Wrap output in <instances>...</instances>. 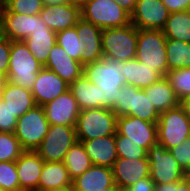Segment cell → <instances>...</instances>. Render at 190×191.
<instances>
[{
    "label": "cell",
    "instance_id": "6da1fadb",
    "mask_svg": "<svg viewBox=\"0 0 190 191\" xmlns=\"http://www.w3.org/2000/svg\"><path fill=\"white\" fill-rule=\"evenodd\" d=\"M124 64L125 61L102 58L83 66L84 76L99 87L100 108L113 111L118 92L126 84L125 77L120 72Z\"/></svg>",
    "mask_w": 190,
    "mask_h": 191
},
{
    "label": "cell",
    "instance_id": "7a4b0ae2",
    "mask_svg": "<svg viewBox=\"0 0 190 191\" xmlns=\"http://www.w3.org/2000/svg\"><path fill=\"white\" fill-rule=\"evenodd\" d=\"M42 68L23 41H11L7 81L31 90Z\"/></svg>",
    "mask_w": 190,
    "mask_h": 191
},
{
    "label": "cell",
    "instance_id": "3957f363",
    "mask_svg": "<svg viewBox=\"0 0 190 191\" xmlns=\"http://www.w3.org/2000/svg\"><path fill=\"white\" fill-rule=\"evenodd\" d=\"M117 117L114 111L107 108L81 110L75 125L77 141L115 135Z\"/></svg>",
    "mask_w": 190,
    "mask_h": 191
},
{
    "label": "cell",
    "instance_id": "277c9868",
    "mask_svg": "<svg viewBox=\"0 0 190 191\" xmlns=\"http://www.w3.org/2000/svg\"><path fill=\"white\" fill-rule=\"evenodd\" d=\"M103 57L115 61L136 58L138 29L132 24L102 30Z\"/></svg>",
    "mask_w": 190,
    "mask_h": 191
},
{
    "label": "cell",
    "instance_id": "5b68a950",
    "mask_svg": "<svg viewBox=\"0 0 190 191\" xmlns=\"http://www.w3.org/2000/svg\"><path fill=\"white\" fill-rule=\"evenodd\" d=\"M136 58L162 77H166V37L162 30L138 29Z\"/></svg>",
    "mask_w": 190,
    "mask_h": 191
},
{
    "label": "cell",
    "instance_id": "8992f818",
    "mask_svg": "<svg viewBox=\"0 0 190 191\" xmlns=\"http://www.w3.org/2000/svg\"><path fill=\"white\" fill-rule=\"evenodd\" d=\"M81 17L102 30L131 23L130 15L115 0H91L81 7Z\"/></svg>",
    "mask_w": 190,
    "mask_h": 191
},
{
    "label": "cell",
    "instance_id": "52a82bcc",
    "mask_svg": "<svg viewBox=\"0 0 190 191\" xmlns=\"http://www.w3.org/2000/svg\"><path fill=\"white\" fill-rule=\"evenodd\" d=\"M49 122L46 119L44 108L36 105L18 118L15 136L24 151H36L45 138Z\"/></svg>",
    "mask_w": 190,
    "mask_h": 191
},
{
    "label": "cell",
    "instance_id": "ba28073f",
    "mask_svg": "<svg viewBox=\"0 0 190 191\" xmlns=\"http://www.w3.org/2000/svg\"><path fill=\"white\" fill-rule=\"evenodd\" d=\"M157 136L158 143L167 150L178 146L190 136V118L180 105L160 113Z\"/></svg>",
    "mask_w": 190,
    "mask_h": 191
},
{
    "label": "cell",
    "instance_id": "9c48e42d",
    "mask_svg": "<svg viewBox=\"0 0 190 191\" xmlns=\"http://www.w3.org/2000/svg\"><path fill=\"white\" fill-rule=\"evenodd\" d=\"M150 178L155 185L177 183L185 179L186 173L163 145L157 143L148 150Z\"/></svg>",
    "mask_w": 190,
    "mask_h": 191
},
{
    "label": "cell",
    "instance_id": "30bf717a",
    "mask_svg": "<svg viewBox=\"0 0 190 191\" xmlns=\"http://www.w3.org/2000/svg\"><path fill=\"white\" fill-rule=\"evenodd\" d=\"M76 141L75 126L50 125L36 152L45 162H63Z\"/></svg>",
    "mask_w": 190,
    "mask_h": 191
},
{
    "label": "cell",
    "instance_id": "8fae6325",
    "mask_svg": "<svg viewBox=\"0 0 190 191\" xmlns=\"http://www.w3.org/2000/svg\"><path fill=\"white\" fill-rule=\"evenodd\" d=\"M2 36L11 41H23L38 29L49 28L40 14L25 15L8 11L1 13Z\"/></svg>",
    "mask_w": 190,
    "mask_h": 191
},
{
    "label": "cell",
    "instance_id": "7c38bea8",
    "mask_svg": "<svg viewBox=\"0 0 190 191\" xmlns=\"http://www.w3.org/2000/svg\"><path fill=\"white\" fill-rule=\"evenodd\" d=\"M116 134L128 137L147 151L158 143L157 124L133 116H118Z\"/></svg>",
    "mask_w": 190,
    "mask_h": 191
},
{
    "label": "cell",
    "instance_id": "4fadbf2b",
    "mask_svg": "<svg viewBox=\"0 0 190 191\" xmlns=\"http://www.w3.org/2000/svg\"><path fill=\"white\" fill-rule=\"evenodd\" d=\"M169 15L161 0H137L130 20L137 29L162 30Z\"/></svg>",
    "mask_w": 190,
    "mask_h": 191
},
{
    "label": "cell",
    "instance_id": "5bb4252c",
    "mask_svg": "<svg viewBox=\"0 0 190 191\" xmlns=\"http://www.w3.org/2000/svg\"><path fill=\"white\" fill-rule=\"evenodd\" d=\"M42 107L50 125L75 126L81 111L69 89Z\"/></svg>",
    "mask_w": 190,
    "mask_h": 191
},
{
    "label": "cell",
    "instance_id": "9a60e30c",
    "mask_svg": "<svg viewBox=\"0 0 190 191\" xmlns=\"http://www.w3.org/2000/svg\"><path fill=\"white\" fill-rule=\"evenodd\" d=\"M148 158H118L112 167L115 184L124 190L143 178L150 177Z\"/></svg>",
    "mask_w": 190,
    "mask_h": 191
},
{
    "label": "cell",
    "instance_id": "2e32d148",
    "mask_svg": "<svg viewBox=\"0 0 190 191\" xmlns=\"http://www.w3.org/2000/svg\"><path fill=\"white\" fill-rule=\"evenodd\" d=\"M69 89V84L56 73L43 67L34 82L31 92L37 105L44 106Z\"/></svg>",
    "mask_w": 190,
    "mask_h": 191
},
{
    "label": "cell",
    "instance_id": "e0dca14e",
    "mask_svg": "<svg viewBox=\"0 0 190 191\" xmlns=\"http://www.w3.org/2000/svg\"><path fill=\"white\" fill-rule=\"evenodd\" d=\"M40 16L49 29L57 33L77 25L81 18V8L72 2L54 6L43 5Z\"/></svg>",
    "mask_w": 190,
    "mask_h": 191
},
{
    "label": "cell",
    "instance_id": "ac0fdd59",
    "mask_svg": "<svg viewBox=\"0 0 190 191\" xmlns=\"http://www.w3.org/2000/svg\"><path fill=\"white\" fill-rule=\"evenodd\" d=\"M75 27L77 35L82 37L84 45V51L80 53V63L84 66L104 58L101 41L102 29L82 17Z\"/></svg>",
    "mask_w": 190,
    "mask_h": 191
},
{
    "label": "cell",
    "instance_id": "d6986e66",
    "mask_svg": "<svg viewBox=\"0 0 190 191\" xmlns=\"http://www.w3.org/2000/svg\"><path fill=\"white\" fill-rule=\"evenodd\" d=\"M43 67L56 73L69 85L83 74V65L70 57L57 42Z\"/></svg>",
    "mask_w": 190,
    "mask_h": 191
},
{
    "label": "cell",
    "instance_id": "ffe728a7",
    "mask_svg": "<svg viewBox=\"0 0 190 191\" xmlns=\"http://www.w3.org/2000/svg\"><path fill=\"white\" fill-rule=\"evenodd\" d=\"M44 162L36 151H24L15 161L20 191H38Z\"/></svg>",
    "mask_w": 190,
    "mask_h": 191
},
{
    "label": "cell",
    "instance_id": "44dd1931",
    "mask_svg": "<svg viewBox=\"0 0 190 191\" xmlns=\"http://www.w3.org/2000/svg\"><path fill=\"white\" fill-rule=\"evenodd\" d=\"M114 184L112 168L94 164L72 180L74 191H106Z\"/></svg>",
    "mask_w": 190,
    "mask_h": 191
},
{
    "label": "cell",
    "instance_id": "7402d4cb",
    "mask_svg": "<svg viewBox=\"0 0 190 191\" xmlns=\"http://www.w3.org/2000/svg\"><path fill=\"white\" fill-rule=\"evenodd\" d=\"M82 143L85 152L90 157L92 164L112 168L118 159L115 135L79 141Z\"/></svg>",
    "mask_w": 190,
    "mask_h": 191
},
{
    "label": "cell",
    "instance_id": "603a6c76",
    "mask_svg": "<svg viewBox=\"0 0 190 191\" xmlns=\"http://www.w3.org/2000/svg\"><path fill=\"white\" fill-rule=\"evenodd\" d=\"M0 98L6 102L8 108L18 118L37 105L31 90L14 85L9 81L5 82Z\"/></svg>",
    "mask_w": 190,
    "mask_h": 191
},
{
    "label": "cell",
    "instance_id": "cb8c5ba5",
    "mask_svg": "<svg viewBox=\"0 0 190 191\" xmlns=\"http://www.w3.org/2000/svg\"><path fill=\"white\" fill-rule=\"evenodd\" d=\"M126 80V84L139 89H144L156 83L162 76L140 62L137 58L125 61L120 71Z\"/></svg>",
    "mask_w": 190,
    "mask_h": 191
},
{
    "label": "cell",
    "instance_id": "d4e9b609",
    "mask_svg": "<svg viewBox=\"0 0 190 191\" xmlns=\"http://www.w3.org/2000/svg\"><path fill=\"white\" fill-rule=\"evenodd\" d=\"M143 90L159 113L166 112L180 105V100L166 77H161L156 83Z\"/></svg>",
    "mask_w": 190,
    "mask_h": 191
},
{
    "label": "cell",
    "instance_id": "484cf974",
    "mask_svg": "<svg viewBox=\"0 0 190 191\" xmlns=\"http://www.w3.org/2000/svg\"><path fill=\"white\" fill-rule=\"evenodd\" d=\"M72 186V179L63 162H44L38 182V191Z\"/></svg>",
    "mask_w": 190,
    "mask_h": 191
},
{
    "label": "cell",
    "instance_id": "4316f807",
    "mask_svg": "<svg viewBox=\"0 0 190 191\" xmlns=\"http://www.w3.org/2000/svg\"><path fill=\"white\" fill-rule=\"evenodd\" d=\"M80 110L100 108L99 87L90 82L84 74L69 85Z\"/></svg>",
    "mask_w": 190,
    "mask_h": 191
},
{
    "label": "cell",
    "instance_id": "83f0119b",
    "mask_svg": "<svg viewBox=\"0 0 190 191\" xmlns=\"http://www.w3.org/2000/svg\"><path fill=\"white\" fill-rule=\"evenodd\" d=\"M23 42L34 58L44 66L51 48L56 43V33L49 28L38 29L23 40Z\"/></svg>",
    "mask_w": 190,
    "mask_h": 191
},
{
    "label": "cell",
    "instance_id": "f1b7e54d",
    "mask_svg": "<svg viewBox=\"0 0 190 191\" xmlns=\"http://www.w3.org/2000/svg\"><path fill=\"white\" fill-rule=\"evenodd\" d=\"M162 32L168 39L190 43V10L170 13Z\"/></svg>",
    "mask_w": 190,
    "mask_h": 191
},
{
    "label": "cell",
    "instance_id": "f546056e",
    "mask_svg": "<svg viewBox=\"0 0 190 191\" xmlns=\"http://www.w3.org/2000/svg\"><path fill=\"white\" fill-rule=\"evenodd\" d=\"M63 163L68 170L69 177L73 180L87 171L93 164L85 152L81 142L76 141L66 153Z\"/></svg>",
    "mask_w": 190,
    "mask_h": 191
},
{
    "label": "cell",
    "instance_id": "4dcf8cb0",
    "mask_svg": "<svg viewBox=\"0 0 190 191\" xmlns=\"http://www.w3.org/2000/svg\"><path fill=\"white\" fill-rule=\"evenodd\" d=\"M166 57L168 71L190 68V43L166 38Z\"/></svg>",
    "mask_w": 190,
    "mask_h": 191
},
{
    "label": "cell",
    "instance_id": "1f68e13d",
    "mask_svg": "<svg viewBox=\"0 0 190 191\" xmlns=\"http://www.w3.org/2000/svg\"><path fill=\"white\" fill-rule=\"evenodd\" d=\"M130 116L142 119L147 122H158L160 113L153 106L143 89L133 86V101L130 108Z\"/></svg>",
    "mask_w": 190,
    "mask_h": 191
},
{
    "label": "cell",
    "instance_id": "d6a6232c",
    "mask_svg": "<svg viewBox=\"0 0 190 191\" xmlns=\"http://www.w3.org/2000/svg\"><path fill=\"white\" fill-rule=\"evenodd\" d=\"M56 42L67 54L80 62V53L84 51L83 39L77 35L76 27L68 28L56 33Z\"/></svg>",
    "mask_w": 190,
    "mask_h": 191
},
{
    "label": "cell",
    "instance_id": "836d02e7",
    "mask_svg": "<svg viewBox=\"0 0 190 191\" xmlns=\"http://www.w3.org/2000/svg\"><path fill=\"white\" fill-rule=\"evenodd\" d=\"M173 91L181 101L190 96V68H178L170 70L166 74Z\"/></svg>",
    "mask_w": 190,
    "mask_h": 191
},
{
    "label": "cell",
    "instance_id": "e575fe53",
    "mask_svg": "<svg viewBox=\"0 0 190 191\" xmlns=\"http://www.w3.org/2000/svg\"><path fill=\"white\" fill-rule=\"evenodd\" d=\"M23 152L15 133L0 132V162L16 161Z\"/></svg>",
    "mask_w": 190,
    "mask_h": 191
},
{
    "label": "cell",
    "instance_id": "d590c367",
    "mask_svg": "<svg viewBox=\"0 0 190 191\" xmlns=\"http://www.w3.org/2000/svg\"><path fill=\"white\" fill-rule=\"evenodd\" d=\"M115 143L118 158H126V159H141L148 158V151L131 140H128V137L115 134Z\"/></svg>",
    "mask_w": 190,
    "mask_h": 191
},
{
    "label": "cell",
    "instance_id": "8d00e7d4",
    "mask_svg": "<svg viewBox=\"0 0 190 191\" xmlns=\"http://www.w3.org/2000/svg\"><path fill=\"white\" fill-rule=\"evenodd\" d=\"M0 188L7 191H20L15 161L0 162Z\"/></svg>",
    "mask_w": 190,
    "mask_h": 191
},
{
    "label": "cell",
    "instance_id": "74e56055",
    "mask_svg": "<svg viewBox=\"0 0 190 191\" xmlns=\"http://www.w3.org/2000/svg\"><path fill=\"white\" fill-rule=\"evenodd\" d=\"M4 7L13 13L25 15L40 14L43 8L42 0H3Z\"/></svg>",
    "mask_w": 190,
    "mask_h": 191
},
{
    "label": "cell",
    "instance_id": "f35d334b",
    "mask_svg": "<svg viewBox=\"0 0 190 191\" xmlns=\"http://www.w3.org/2000/svg\"><path fill=\"white\" fill-rule=\"evenodd\" d=\"M133 101V86L124 84L116 97L113 111L117 116H130Z\"/></svg>",
    "mask_w": 190,
    "mask_h": 191
},
{
    "label": "cell",
    "instance_id": "ab89813d",
    "mask_svg": "<svg viewBox=\"0 0 190 191\" xmlns=\"http://www.w3.org/2000/svg\"><path fill=\"white\" fill-rule=\"evenodd\" d=\"M18 117L7 106L6 102L0 98V132L15 133Z\"/></svg>",
    "mask_w": 190,
    "mask_h": 191
},
{
    "label": "cell",
    "instance_id": "60d3db41",
    "mask_svg": "<svg viewBox=\"0 0 190 191\" xmlns=\"http://www.w3.org/2000/svg\"><path fill=\"white\" fill-rule=\"evenodd\" d=\"M170 152L179 166L187 173L190 170V136L178 146L171 148Z\"/></svg>",
    "mask_w": 190,
    "mask_h": 191
},
{
    "label": "cell",
    "instance_id": "b9f144b4",
    "mask_svg": "<svg viewBox=\"0 0 190 191\" xmlns=\"http://www.w3.org/2000/svg\"><path fill=\"white\" fill-rule=\"evenodd\" d=\"M11 40L6 37L0 39V74L7 77L9 70Z\"/></svg>",
    "mask_w": 190,
    "mask_h": 191
},
{
    "label": "cell",
    "instance_id": "7bdbcfd3",
    "mask_svg": "<svg viewBox=\"0 0 190 191\" xmlns=\"http://www.w3.org/2000/svg\"><path fill=\"white\" fill-rule=\"evenodd\" d=\"M170 13L190 10V0H161Z\"/></svg>",
    "mask_w": 190,
    "mask_h": 191
},
{
    "label": "cell",
    "instance_id": "ee69618b",
    "mask_svg": "<svg viewBox=\"0 0 190 191\" xmlns=\"http://www.w3.org/2000/svg\"><path fill=\"white\" fill-rule=\"evenodd\" d=\"M155 184L150 177L143 178L122 191H154Z\"/></svg>",
    "mask_w": 190,
    "mask_h": 191
},
{
    "label": "cell",
    "instance_id": "f6af8a7d",
    "mask_svg": "<svg viewBox=\"0 0 190 191\" xmlns=\"http://www.w3.org/2000/svg\"><path fill=\"white\" fill-rule=\"evenodd\" d=\"M120 4V6L129 14L131 15L137 0H115Z\"/></svg>",
    "mask_w": 190,
    "mask_h": 191
},
{
    "label": "cell",
    "instance_id": "bcb514c9",
    "mask_svg": "<svg viewBox=\"0 0 190 191\" xmlns=\"http://www.w3.org/2000/svg\"><path fill=\"white\" fill-rule=\"evenodd\" d=\"M154 191H177V183L155 185Z\"/></svg>",
    "mask_w": 190,
    "mask_h": 191
},
{
    "label": "cell",
    "instance_id": "7dc6e473",
    "mask_svg": "<svg viewBox=\"0 0 190 191\" xmlns=\"http://www.w3.org/2000/svg\"><path fill=\"white\" fill-rule=\"evenodd\" d=\"M180 106L183 108L186 115L190 118V96L183 98L180 101Z\"/></svg>",
    "mask_w": 190,
    "mask_h": 191
},
{
    "label": "cell",
    "instance_id": "c3c4849f",
    "mask_svg": "<svg viewBox=\"0 0 190 191\" xmlns=\"http://www.w3.org/2000/svg\"><path fill=\"white\" fill-rule=\"evenodd\" d=\"M177 191H190L188 185V174H186L185 179L177 182Z\"/></svg>",
    "mask_w": 190,
    "mask_h": 191
},
{
    "label": "cell",
    "instance_id": "681fc988",
    "mask_svg": "<svg viewBox=\"0 0 190 191\" xmlns=\"http://www.w3.org/2000/svg\"><path fill=\"white\" fill-rule=\"evenodd\" d=\"M71 0H42L43 5L54 6L58 4L70 3Z\"/></svg>",
    "mask_w": 190,
    "mask_h": 191
},
{
    "label": "cell",
    "instance_id": "f907efd6",
    "mask_svg": "<svg viewBox=\"0 0 190 191\" xmlns=\"http://www.w3.org/2000/svg\"><path fill=\"white\" fill-rule=\"evenodd\" d=\"M91 0H71V2L78 6V7H83L86 3L90 2Z\"/></svg>",
    "mask_w": 190,
    "mask_h": 191
},
{
    "label": "cell",
    "instance_id": "816d5d0a",
    "mask_svg": "<svg viewBox=\"0 0 190 191\" xmlns=\"http://www.w3.org/2000/svg\"><path fill=\"white\" fill-rule=\"evenodd\" d=\"M44 191H74V188H73V185H72V186L60 187V188L44 190Z\"/></svg>",
    "mask_w": 190,
    "mask_h": 191
},
{
    "label": "cell",
    "instance_id": "f5cc1de1",
    "mask_svg": "<svg viewBox=\"0 0 190 191\" xmlns=\"http://www.w3.org/2000/svg\"><path fill=\"white\" fill-rule=\"evenodd\" d=\"M7 81L6 77L0 74V93L4 87L5 82Z\"/></svg>",
    "mask_w": 190,
    "mask_h": 191
},
{
    "label": "cell",
    "instance_id": "db71d44e",
    "mask_svg": "<svg viewBox=\"0 0 190 191\" xmlns=\"http://www.w3.org/2000/svg\"><path fill=\"white\" fill-rule=\"evenodd\" d=\"M106 191H122L116 184L106 188Z\"/></svg>",
    "mask_w": 190,
    "mask_h": 191
},
{
    "label": "cell",
    "instance_id": "11a10c76",
    "mask_svg": "<svg viewBox=\"0 0 190 191\" xmlns=\"http://www.w3.org/2000/svg\"><path fill=\"white\" fill-rule=\"evenodd\" d=\"M3 9H4V1L0 0V10H3Z\"/></svg>",
    "mask_w": 190,
    "mask_h": 191
},
{
    "label": "cell",
    "instance_id": "9f6ffc18",
    "mask_svg": "<svg viewBox=\"0 0 190 191\" xmlns=\"http://www.w3.org/2000/svg\"><path fill=\"white\" fill-rule=\"evenodd\" d=\"M188 185H189V190H190V175H188Z\"/></svg>",
    "mask_w": 190,
    "mask_h": 191
},
{
    "label": "cell",
    "instance_id": "6f0895ef",
    "mask_svg": "<svg viewBox=\"0 0 190 191\" xmlns=\"http://www.w3.org/2000/svg\"><path fill=\"white\" fill-rule=\"evenodd\" d=\"M2 27H0V39L2 38Z\"/></svg>",
    "mask_w": 190,
    "mask_h": 191
},
{
    "label": "cell",
    "instance_id": "680465c9",
    "mask_svg": "<svg viewBox=\"0 0 190 191\" xmlns=\"http://www.w3.org/2000/svg\"><path fill=\"white\" fill-rule=\"evenodd\" d=\"M3 10H0V27H1V13Z\"/></svg>",
    "mask_w": 190,
    "mask_h": 191
}]
</instances>
